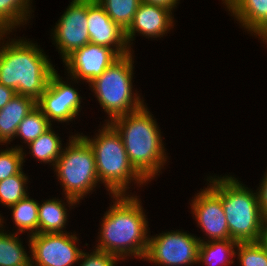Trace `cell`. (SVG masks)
<instances>
[{
    "label": "cell",
    "instance_id": "cell-4",
    "mask_svg": "<svg viewBox=\"0 0 267 266\" xmlns=\"http://www.w3.org/2000/svg\"><path fill=\"white\" fill-rule=\"evenodd\" d=\"M216 177L209 176V182L221 192L230 239L238 243L258 242L267 226L261 213L258 193H253L232 176Z\"/></svg>",
    "mask_w": 267,
    "mask_h": 266
},
{
    "label": "cell",
    "instance_id": "cell-22",
    "mask_svg": "<svg viewBox=\"0 0 267 266\" xmlns=\"http://www.w3.org/2000/svg\"><path fill=\"white\" fill-rule=\"evenodd\" d=\"M52 126L38 138L28 144L31 155L40 162L52 163L53 168L60 157L63 148L60 137L55 134Z\"/></svg>",
    "mask_w": 267,
    "mask_h": 266
},
{
    "label": "cell",
    "instance_id": "cell-15",
    "mask_svg": "<svg viewBox=\"0 0 267 266\" xmlns=\"http://www.w3.org/2000/svg\"><path fill=\"white\" fill-rule=\"evenodd\" d=\"M173 19L171 10L141 2L131 24L125 31V38L130 50V43L133 41L135 33L138 32L151 38L163 37L171 27L173 28Z\"/></svg>",
    "mask_w": 267,
    "mask_h": 266
},
{
    "label": "cell",
    "instance_id": "cell-26",
    "mask_svg": "<svg viewBox=\"0 0 267 266\" xmlns=\"http://www.w3.org/2000/svg\"><path fill=\"white\" fill-rule=\"evenodd\" d=\"M27 176L21 170L7 179L0 181V203L8 208L16 204L21 199L25 198L28 193L26 192Z\"/></svg>",
    "mask_w": 267,
    "mask_h": 266
},
{
    "label": "cell",
    "instance_id": "cell-33",
    "mask_svg": "<svg viewBox=\"0 0 267 266\" xmlns=\"http://www.w3.org/2000/svg\"><path fill=\"white\" fill-rule=\"evenodd\" d=\"M258 242L263 246V248H264V250L266 251V254H267V226H266L262 236L258 240Z\"/></svg>",
    "mask_w": 267,
    "mask_h": 266
},
{
    "label": "cell",
    "instance_id": "cell-6",
    "mask_svg": "<svg viewBox=\"0 0 267 266\" xmlns=\"http://www.w3.org/2000/svg\"><path fill=\"white\" fill-rule=\"evenodd\" d=\"M133 62L132 52L120 56L89 83L98 102L110 118L107 123L144 106V100L132 91Z\"/></svg>",
    "mask_w": 267,
    "mask_h": 266
},
{
    "label": "cell",
    "instance_id": "cell-16",
    "mask_svg": "<svg viewBox=\"0 0 267 266\" xmlns=\"http://www.w3.org/2000/svg\"><path fill=\"white\" fill-rule=\"evenodd\" d=\"M227 9L242 27L267 43V0H234Z\"/></svg>",
    "mask_w": 267,
    "mask_h": 266
},
{
    "label": "cell",
    "instance_id": "cell-17",
    "mask_svg": "<svg viewBox=\"0 0 267 266\" xmlns=\"http://www.w3.org/2000/svg\"><path fill=\"white\" fill-rule=\"evenodd\" d=\"M36 107V101L28 96L16 95L0 110V144L16 137L20 122Z\"/></svg>",
    "mask_w": 267,
    "mask_h": 266
},
{
    "label": "cell",
    "instance_id": "cell-27",
    "mask_svg": "<svg viewBox=\"0 0 267 266\" xmlns=\"http://www.w3.org/2000/svg\"><path fill=\"white\" fill-rule=\"evenodd\" d=\"M9 149V150H8ZM0 151V181L18 174L24 161L23 147L8 148Z\"/></svg>",
    "mask_w": 267,
    "mask_h": 266
},
{
    "label": "cell",
    "instance_id": "cell-28",
    "mask_svg": "<svg viewBox=\"0 0 267 266\" xmlns=\"http://www.w3.org/2000/svg\"><path fill=\"white\" fill-rule=\"evenodd\" d=\"M236 248L241 266H267V254L259 242L238 243Z\"/></svg>",
    "mask_w": 267,
    "mask_h": 266
},
{
    "label": "cell",
    "instance_id": "cell-20",
    "mask_svg": "<svg viewBox=\"0 0 267 266\" xmlns=\"http://www.w3.org/2000/svg\"><path fill=\"white\" fill-rule=\"evenodd\" d=\"M30 2V0H0V40L12 32V29L23 23L27 24L26 21L32 12Z\"/></svg>",
    "mask_w": 267,
    "mask_h": 266
},
{
    "label": "cell",
    "instance_id": "cell-30",
    "mask_svg": "<svg viewBox=\"0 0 267 266\" xmlns=\"http://www.w3.org/2000/svg\"><path fill=\"white\" fill-rule=\"evenodd\" d=\"M258 187L259 190L258 193V198H259V204H260V209L261 213L263 216V219L265 223L267 224V172L265 173L264 178L262 179L261 185Z\"/></svg>",
    "mask_w": 267,
    "mask_h": 266
},
{
    "label": "cell",
    "instance_id": "cell-18",
    "mask_svg": "<svg viewBox=\"0 0 267 266\" xmlns=\"http://www.w3.org/2000/svg\"><path fill=\"white\" fill-rule=\"evenodd\" d=\"M237 244L238 242L232 239H208L207 241L200 239L198 263L202 262L207 266H227L232 264L234 261L231 258L236 255L234 248L236 249Z\"/></svg>",
    "mask_w": 267,
    "mask_h": 266
},
{
    "label": "cell",
    "instance_id": "cell-19",
    "mask_svg": "<svg viewBox=\"0 0 267 266\" xmlns=\"http://www.w3.org/2000/svg\"><path fill=\"white\" fill-rule=\"evenodd\" d=\"M60 199H49L38 207V233H64L67 223V208Z\"/></svg>",
    "mask_w": 267,
    "mask_h": 266
},
{
    "label": "cell",
    "instance_id": "cell-8",
    "mask_svg": "<svg viewBox=\"0 0 267 266\" xmlns=\"http://www.w3.org/2000/svg\"><path fill=\"white\" fill-rule=\"evenodd\" d=\"M200 238L182 231L152 236L144 259L163 266L198 264Z\"/></svg>",
    "mask_w": 267,
    "mask_h": 266
},
{
    "label": "cell",
    "instance_id": "cell-1",
    "mask_svg": "<svg viewBox=\"0 0 267 266\" xmlns=\"http://www.w3.org/2000/svg\"><path fill=\"white\" fill-rule=\"evenodd\" d=\"M113 205L105 212L98 239V250L124 260L127 256L144 259L149 235L148 221L137 196L113 195Z\"/></svg>",
    "mask_w": 267,
    "mask_h": 266
},
{
    "label": "cell",
    "instance_id": "cell-24",
    "mask_svg": "<svg viewBox=\"0 0 267 266\" xmlns=\"http://www.w3.org/2000/svg\"><path fill=\"white\" fill-rule=\"evenodd\" d=\"M107 15L121 29L126 31L138 9L140 0H96Z\"/></svg>",
    "mask_w": 267,
    "mask_h": 266
},
{
    "label": "cell",
    "instance_id": "cell-25",
    "mask_svg": "<svg viewBox=\"0 0 267 266\" xmlns=\"http://www.w3.org/2000/svg\"><path fill=\"white\" fill-rule=\"evenodd\" d=\"M52 123L36 106L19 124L16 137L23 139V143L29 144L51 127Z\"/></svg>",
    "mask_w": 267,
    "mask_h": 266
},
{
    "label": "cell",
    "instance_id": "cell-12",
    "mask_svg": "<svg viewBox=\"0 0 267 266\" xmlns=\"http://www.w3.org/2000/svg\"><path fill=\"white\" fill-rule=\"evenodd\" d=\"M191 203L198 225L210 240L230 239L227 219L222 207L221 192L211 182Z\"/></svg>",
    "mask_w": 267,
    "mask_h": 266
},
{
    "label": "cell",
    "instance_id": "cell-21",
    "mask_svg": "<svg viewBox=\"0 0 267 266\" xmlns=\"http://www.w3.org/2000/svg\"><path fill=\"white\" fill-rule=\"evenodd\" d=\"M2 223L0 217V266H31V257L26 253L17 233H4Z\"/></svg>",
    "mask_w": 267,
    "mask_h": 266
},
{
    "label": "cell",
    "instance_id": "cell-13",
    "mask_svg": "<svg viewBox=\"0 0 267 266\" xmlns=\"http://www.w3.org/2000/svg\"><path fill=\"white\" fill-rule=\"evenodd\" d=\"M119 57L114 49L89 42L71 53L63 62L74 80L91 83Z\"/></svg>",
    "mask_w": 267,
    "mask_h": 266
},
{
    "label": "cell",
    "instance_id": "cell-5",
    "mask_svg": "<svg viewBox=\"0 0 267 266\" xmlns=\"http://www.w3.org/2000/svg\"><path fill=\"white\" fill-rule=\"evenodd\" d=\"M104 125L94 139L80 136L93 149L99 184L104 183L112 195H126L131 181L140 185L147 181L131 165L120 134L110 123Z\"/></svg>",
    "mask_w": 267,
    "mask_h": 266
},
{
    "label": "cell",
    "instance_id": "cell-34",
    "mask_svg": "<svg viewBox=\"0 0 267 266\" xmlns=\"http://www.w3.org/2000/svg\"><path fill=\"white\" fill-rule=\"evenodd\" d=\"M222 1H224L223 3H224L225 5H227L226 7L228 8L229 5H230L234 0H222Z\"/></svg>",
    "mask_w": 267,
    "mask_h": 266
},
{
    "label": "cell",
    "instance_id": "cell-11",
    "mask_svg": "<svg viewBox=\"0 0 267 266\" xmlns=\"http://www.w3.org/2000/svg\"><path fill=\"white\" fill-rule=\"evenodd\" d=\"M81 97L76 89L68 82L65 83L55 71L49 80L48 86L36 106L48 118L57 122H68L79 115Z\"/></svg>",
    "mask_w": 267,
    "mask_h": 266
},
{
    "label": "cell",
    "instance_id": "cell-9",
    "mask_svg": "<svg viewBox=\"0 0 267 266\" xmlns=\"http://www.w3.org/2000/svg\"><path fill=\"white\" fill-rule=\"evenodd\" d=\"M29 238L31 266H72L83 252L75 244L78 241L75 234L37 233Z\"/></svg>",
    "mask_w": 267,
    "mask_h": 266
},
{
    "label": "cell",
    "instance_id": "cell-32",
    "mask_svg": "<svg viewBox=\"0 0 267 266\" xmlns=\"http://www.w3.org/2000/svg\"><path fill=\"white\" fill-rule=\"evenodd\" d=\"M178 1L179 0H140V2L153 4V5H159L171 11L174 9V7H176V4L178 3Z\"/></svg>",
    "mask_w": 267,
    "mask_h": 266
},
{
    "label": "cell",
    "instance_id": "cell-29",
    "mask_svg": "<svg viewBox=\"0 0 267 266\" xmlns=\"http://www.w3.org/2000/svg\"><path fill=\"white\" fill-rule=\"evenodd\" d=\"M79 260H83L80 266H115L120 259L113 254L94 249L90 254L82 252Z\"/></svg>",
    "mask_w": 267,
    "mask_h": 266
},
{
    "label": "cell",
    "instance_id": "cell-23",
    "mask_svg": "<svg viewBox=\"0 0 267 266\" xmlns=\"http://www.w3.org/2000/svg\"><path fill=\"white\" fill-rule=\"evenodd\" d=\"M38 207L39 203L29 198L28 195L9 207V209H12L15 226L19 230L16 232L17 234L26 232V230L31 231L28 236L38 233Z\"/></svg>",
    "mask_w": 267,
    "mask_h": 266
},
{
    "label": "cell",
    "instance_id": "cell-7",
    "mask_svg": "<svg viewBox=\"0 0 267 266\" xmlns=\"http://www.w3.org/2000/svg\"><path fill=\"white\" fill-rule=\"evenodd\" d=\"M70 138L54 169L66 194V203L72 207L97 186L99 178L91 146L80 134Z\"/></svg>",
    "mask_w": 267,
    "mask_h": 266
},
{
    "label": "cell",
    "instance_id": "cell-31",
    "mask_svg": "<svg viewBox=\"0 0 267 266\" xmlns=\"http://www.w3.org/2000/svg\"><path fill=\"white\" fill-rule=\"evenodd\" d=\"M16 95L14 89L0 84V110Z\"/></svg>",
    "mask_w": 267,
    "mask_h": 266
},
{
    "label": "cell",
    "instance_id": "cell-14",
    "mask_svg": "<svg viewBox=\"0 0 267 266\" xmlns=\"http://www.w3.org/2000/svg\"><path fill=\"white\" fill-rule=\"evenodd\" d=\"M88 33L90 42L114 49L120 56L130 53L125 31L107 15L96 0H88Z\"/></svg>",
    "mask_w": 267,
    "mask_h": 266
},
{
    "label": "cell",
    "instance_id": "cell-2",
    "mask_svg": "<svg viewBox=\"0 0 267 266\" xmlns=\"http://www.w3.org/2000/svg\"><path fill=\"white\" fill-rule=\"evenodd\" d=\"M11 40L0 47V84L37 101L56 70L38 45L23 39Z\"/></svg>",
    "mask_w": 267,
    "mask_h": 266
},
{
    "label": "cell",
    "instance_id": "cell-3",
    "mask_svg": "<svg viewBox=\"0 0 267 266\" xmlns=\"http://www.w3.org/2000/svg\"><path fill=\"white\" fill-rule=\"evenodd\" d=\"M146 105L109 122L120 134L128 159L148 182L167 161L157 122Z\"/></svg>",
    "mask_w": 267,
    "mask_h": 266
},
{
    "label": "cell",
    "instance_id": "cell-10",
    "mask_svg": "<svg viewBox=\"0 0 267 266\" xmlns=\"http://www.w3.org/2000/svg\"><path fill=\"white\" fill-rule=\"evenodd\" d=\"M87 17L88 0H72L56 23L52 38L63 61L75 50L90 42Z\"/></svg>",
    "mask_w": 267,
    "mask_h": 266
}]
</instances>
